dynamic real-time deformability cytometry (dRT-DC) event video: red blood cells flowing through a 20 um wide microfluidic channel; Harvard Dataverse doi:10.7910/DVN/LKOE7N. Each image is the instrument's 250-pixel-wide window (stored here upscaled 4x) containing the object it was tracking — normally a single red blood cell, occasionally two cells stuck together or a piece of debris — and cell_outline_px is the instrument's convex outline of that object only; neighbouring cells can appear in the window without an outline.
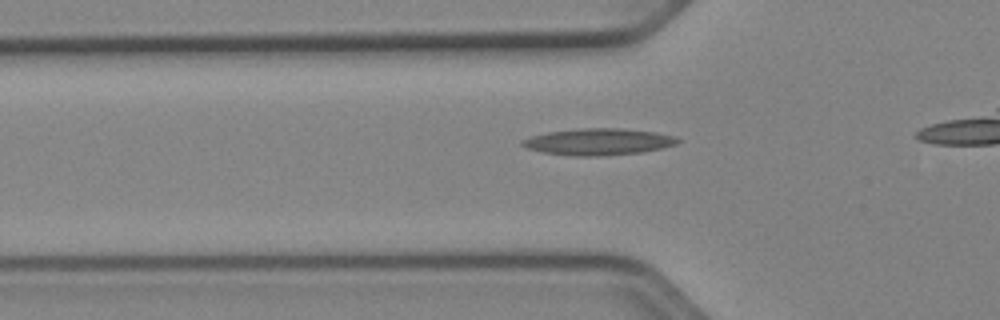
{"species": "Egyptian fruit bat (a non-hibernating species)", "species_latin": "Rousettus aegyptiacus", "temperature_condition": "cold", "stored_images_in_passage": 23, "camera_frame_rate_fps": 3000, "um_per_image_px": 0.085, "animal": {"sex": "female"}, "frame": {"image": 1, "passage_image": 8, "time_ms": 2.333, "image_size_px": [1000, 320], "cell_outline_px": [[680, 140], [676, 144], [660, 148], [640, 152], [600, 156], [572, 156], [544, 152], [528, 148], [520, 144], [520, 140], [532, 136], [548, 132], [580, 128], [624, 128], [656, 132], [676, 136]], "centroid_in_image_um": [50.86, 12.04], "position_along_channel_um": 74.9, "area_um2": 24.04}}
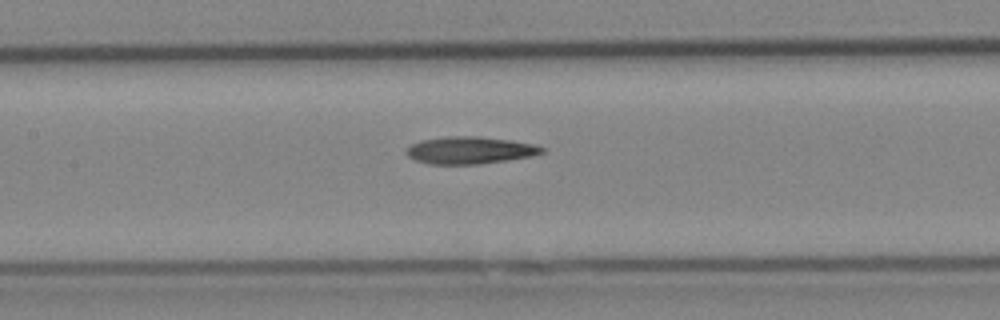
{"frame": {"image": 2, "passage_image": 15, "time_ms": 4.667, "image_size_px": [1000, 320], "cell_outline_px": [[544, 152], [532, 156], [480, 164], [428, 164], [416, 160], [408, 156], [404, 152], [412, 144], [424, 140], [448, 136], [476, 136], [512, 140], [532, 144], [544, 148]], "centroid_in_image_um": [39.94, 12.77], "position_along_channel_um": 167.5, "area_um2": 21.33}}
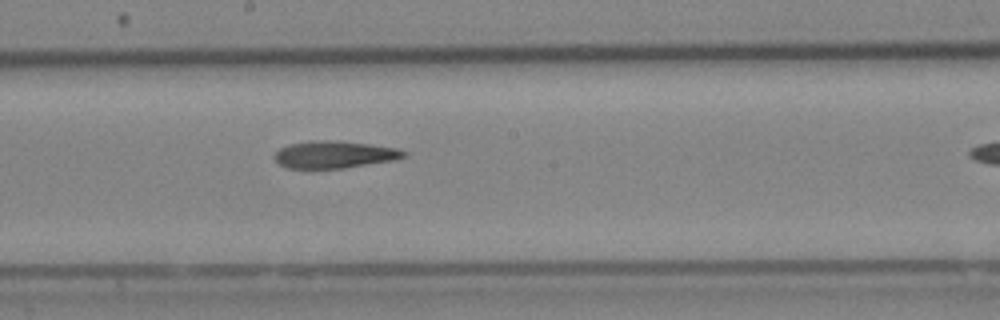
{"frame": {"image": 3, "passage_image": 19, "time_ms": 6.0, "image_size_px": [1000, 320], "cell_outline_px": [[408, 152], [404, 156], [396, 160], [340, 168], [288, 168], [280, 164], [272, 156], [280, 148], [288, 144], [308, 140], [336, 140], [368, 144], [396, 148]], "centroid_in_image_um": [28.39, 13.12], "position_along_channel_um": 219.8, "area_um2": 20.46}}